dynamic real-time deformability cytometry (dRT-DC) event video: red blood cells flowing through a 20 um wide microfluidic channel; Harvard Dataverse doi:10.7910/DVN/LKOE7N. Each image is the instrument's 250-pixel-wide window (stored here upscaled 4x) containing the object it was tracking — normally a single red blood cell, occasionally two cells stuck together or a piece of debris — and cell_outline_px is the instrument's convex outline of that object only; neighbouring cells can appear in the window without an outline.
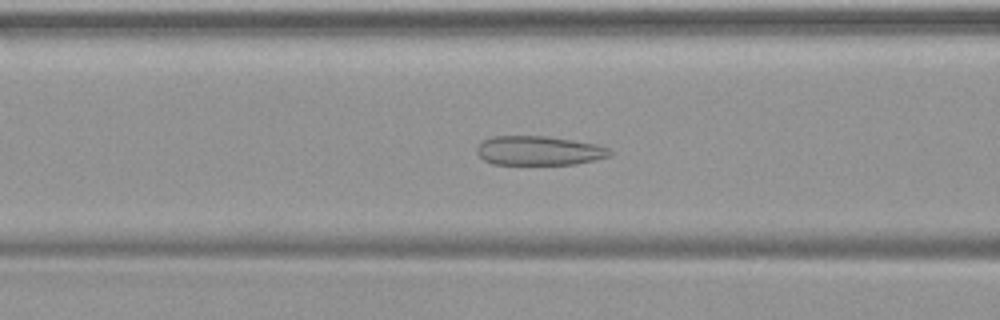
{"species": "common noctule bat (a hibernating species)", "species_latin": "Nyctalus noctula", "temperature_condition": "warm", "stored_images_in_passage": 49, "camera_frame_rate_fps": 3000, "um_per_image_px": 0.085, "animal": {"sex": "female", "body_mass_g": 19.9}, "frame": {"image": 1, "passage_image": 20, "time_ms": 6.333, "image_size_px": [1000, 320], "cell_outline_px": [[612, 156], [576, 164], [492, 164], [484, 160], [476, 152], [476, 148], [484, 140], [492, 136], [548, 136], [596, 144], [608, 148], [612, 152]], "centroid_in_image_um": [45.82, 12.8], "position_along_channel_um": 120.8, "area_um2": 22.66}}
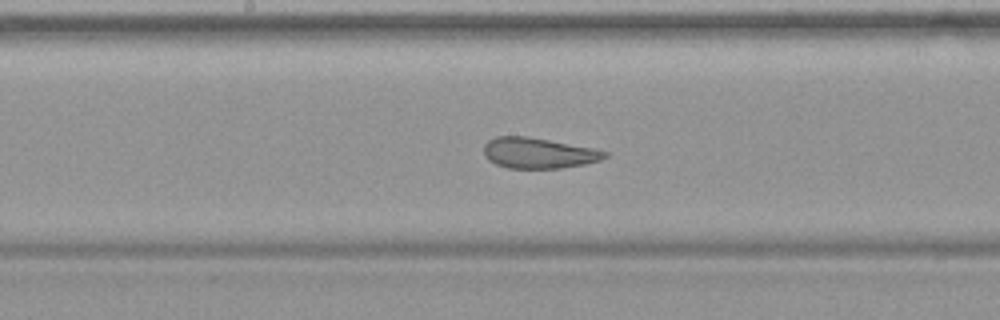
{"frame": {"image": 2, "passage_image": 26, "time_ms": 8.333, "image_size_px": [1000, 320], "cell_outline_px": [[608, 156], [600, 160], [584, 164], [560, 168], [508, 168], [496, 164], [488, 160], [484, 156], [484, 144], [488, 140], [496, 136], [528, 136], [596, 148], [608, 152]], "centroid_in_image_um": [45.77, 13.0], "position_along_channel_um": 202.4, "area_um2": 21.79}}
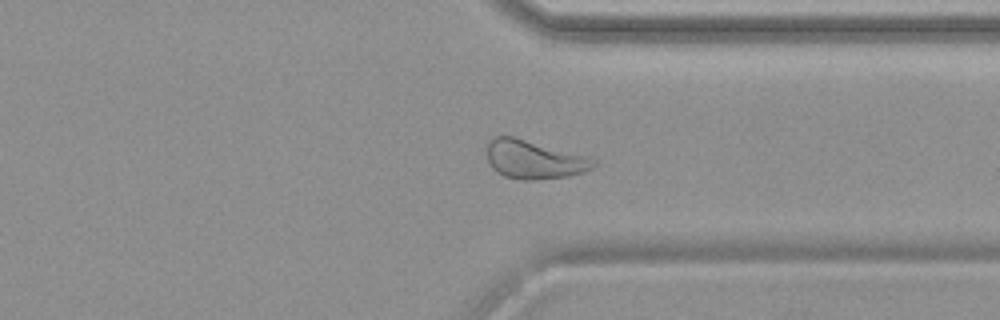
{"frame": {"image": 3, "passage_image": 38, "time_ms": 12.333, "image_size_px": [1000, 320], "cell_outline_px": [[596, 164], [592, 168], [580, 172], [564, 176], [536, 180], [520, 180], [504, 176], [496, 172], [492, 168], [488, 160], [484, 148], [488, 140], [492, 136], [512, 136], [588, 156], [596, 160]], "centroid_in_image_um": [45.31, 13.54], "position_along_channel_um": 366.1, "area_um2": 24.1}}